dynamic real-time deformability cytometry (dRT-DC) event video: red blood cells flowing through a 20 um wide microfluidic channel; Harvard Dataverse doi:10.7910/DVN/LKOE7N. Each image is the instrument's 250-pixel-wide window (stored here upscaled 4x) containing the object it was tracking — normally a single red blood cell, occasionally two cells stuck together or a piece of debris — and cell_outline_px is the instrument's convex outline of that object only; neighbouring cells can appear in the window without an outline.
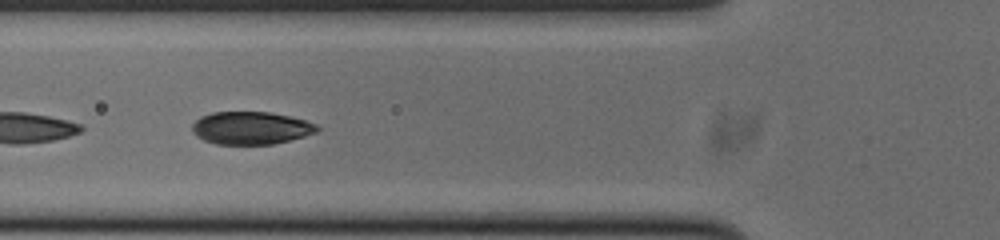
{"species": "common noctule bat (a hibernating species)", "species_latin": "Nyctalus noctula", "temperature_condition": "cold", "stored_images_in_passage": 22, "camera_frame_rate_fps": 3000, "um_per_image_px": 0.085, "animal": {"sex": "male", "body_mass_g": 20.0, "forearm_length_mm": 53.3}, "frame": {"image": 1, "passage_image": 18, "time_ms": 5.667, "image_size_px": [1000, 240], "cell_outline_px": [[320, 128], [316, 132], [304, 136], [272, 144], [216, 144], [204, 140], [196, 136], [192, 132], [192, 124], [200, 116], [212, 112], [268, 112], [288, 116], [304, 120], [316, 124]], "centroid_in_image_um": [21.29, 10.88], "position_along_channel_um": 104.5, "area_um2": 23.7}}